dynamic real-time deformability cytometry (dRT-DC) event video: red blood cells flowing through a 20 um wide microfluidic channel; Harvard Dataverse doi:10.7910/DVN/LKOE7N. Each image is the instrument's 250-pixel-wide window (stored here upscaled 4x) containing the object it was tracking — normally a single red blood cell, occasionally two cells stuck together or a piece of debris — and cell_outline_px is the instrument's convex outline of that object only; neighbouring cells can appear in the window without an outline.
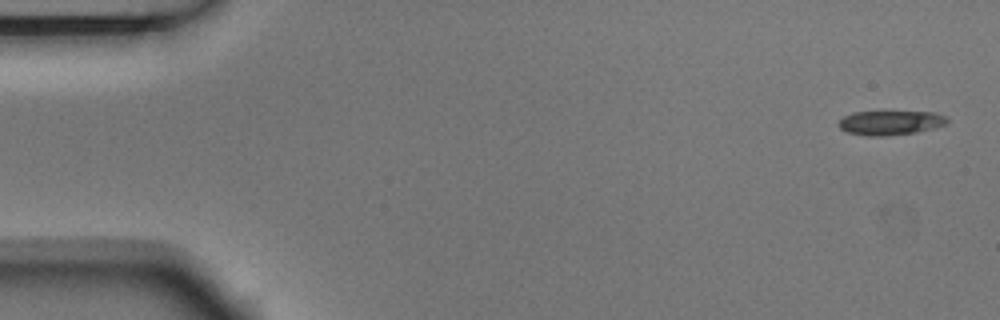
{"species": "Egyptian fruit bat (a non-hibernating species)", "species_latin": "Rousettus aegyptiacus", "temperature_condition": "room temperature", "stored_images_in_passage": 5, "camera_frame_rate_fps": 3000, "um_per_image_px": 0.085, "animal": {"sex": "male"}, "frame": {"image": 1, "passage_image": 1, "time_ms": 0.0, "image_size_px": [1000, 320], "cell_outline_px": [[948, 124], [936, 128], [916, 132], [884, 136], [868, 136], [848, 132], [840, 128], [836, 124], [844, 116], [852, 112], [936, 112], [948, 116]], "centroid_in_image_um": [75.73, 10.43], "position_along_channel_um": 9.3, "area_um2": 15.55}}
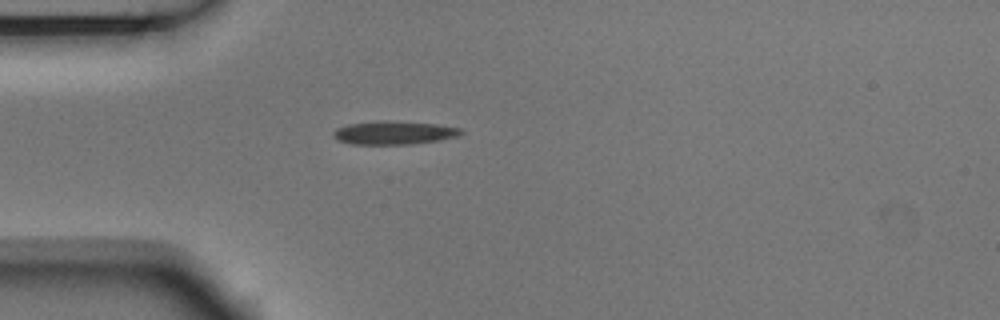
{"frame": {"image": 2, "passage_image": 5, "time_ms": 1.333, "image_size_px": [1000, 320], "cell_outline_px": [[464, 132], [460, 136], [440, 140], [408, 144], [352, 144], [336, 140], [332, 136], [332, 132], [336, 128], [348, 124], [376, 120], [388, 120], [436, 124], [460, 128]], "centroid_in_image_um": [33.46, 11.27], "position_along_channel_um": 51.5, "area_um2": 17.63}}